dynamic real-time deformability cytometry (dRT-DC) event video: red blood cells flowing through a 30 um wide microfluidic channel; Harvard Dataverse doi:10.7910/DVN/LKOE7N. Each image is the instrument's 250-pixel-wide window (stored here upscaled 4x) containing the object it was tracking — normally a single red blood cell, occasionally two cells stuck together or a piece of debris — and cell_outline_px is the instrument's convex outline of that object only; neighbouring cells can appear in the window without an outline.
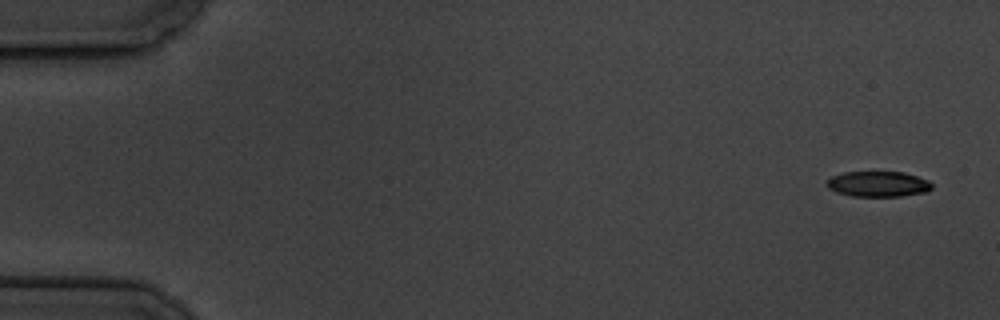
{"species": "common noctule bat (a hibernating species)", "species_latin": "Nyctalus noctula", "temperature_condition": "cold", "stored_images_in_passage": 15, "camera_frame_rate_fps": 3000, "um_per_image_px": 0.085, "animal": {"sex": "male", "body_mass_g": 19.5, "forearm_length_mm": 54.6}, "frame": {"image": 1, "passage_image": 1, "time_ms": 0.0, "image_size_px": [1000, 320], "cell_outline_px": [[932, 188], [924, 192], [900, 196], [852, 196], [836, 192], [828, 188], [824, 184], [824, 180], [832, 176], [844, 172], [904, 172], [928, 180], [932, 184]], "centroid_in_image_um": [74.57, 15.63], "position_along_channel_um": 10.4, "area_um2": 15.66}}
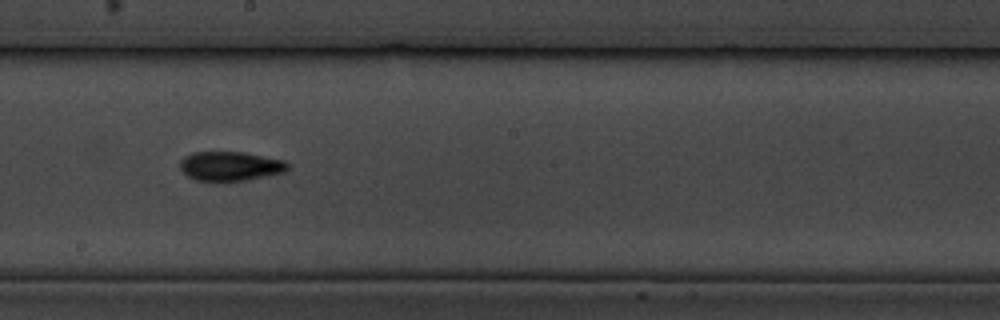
{"frame": {"image": 2, "passage_image": 9, "time_ms": 10.333, "image_size_px": [1000, 320], "cell_outline_px": [[288, 172], [248, 180], [196, 180], [188, 176], [180, 168], [180, 160], [184, 156], [192, 152], [244, 152], [284, 160], [288, 164]], "centroid_in_image_um": [19.61, 14.11], "position_along_channel_um": 228.6, "area_um2": 18.38}}
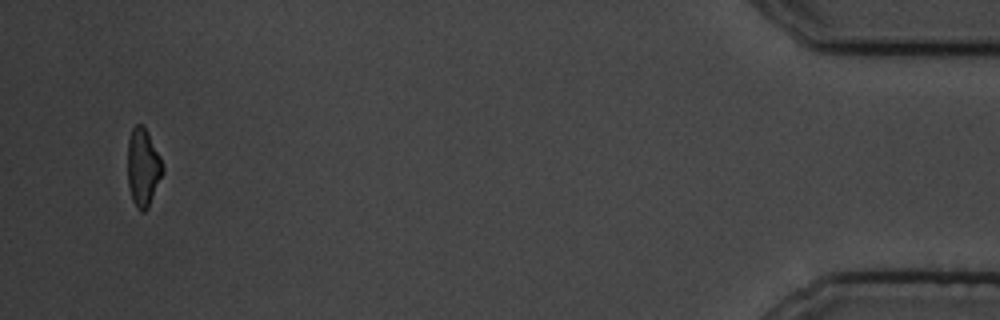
{"frame": {"image": 3, "passage_image": 15, "time_ms": 18.333, "image_size_px": [1000, 320], "cell_outline_px": [[164, 172], [148, 208], [144, 212], [140, 212], [136, 208], [132, 200], [128, 184], [128, 140], [132, 128], [136, 124], [140, 124], [148, 132], [160, 156], [164, 168]], "centroid_in_image_um": [12.16, 14.26], "position_along_channel_um": 423.0, "area_um2": 16.01}, "authors_computed_cell_mechanics": {"area_um2": 17.34, "velocity_mm_per_s": 3.398, "shape_relaxation_time_tau1_ms": 6.2015, "shape_relaxation_time_tau2_ms": 5.5099, "deformation_change_tau1": 0.1547, "deformation_change_tau2": 0.1232}}